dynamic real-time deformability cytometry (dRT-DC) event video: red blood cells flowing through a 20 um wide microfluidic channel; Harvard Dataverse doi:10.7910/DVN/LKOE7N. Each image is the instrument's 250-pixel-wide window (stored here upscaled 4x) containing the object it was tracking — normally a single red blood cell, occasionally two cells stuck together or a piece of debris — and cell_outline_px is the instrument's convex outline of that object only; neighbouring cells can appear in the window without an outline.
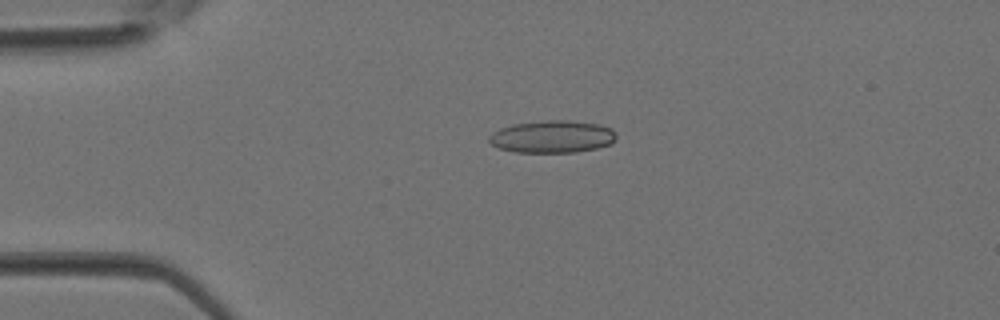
{"species": "Egyptian fruit bat (a non-hibernating species)", "species_latin": "Rousettus aegyptiacus", "temperature_condition": "room temperature", "stored_images_in_passage": 4, "camera_frame_rate_fps": 3000, "um_per_image_px": 0.085, "animal": {"sex": "female"}, "frame": {"image": 1, "passage_image": 3, "time_ms": 0.667, "image_size_px": [1000, 320], "cell_outline_px": [[616, 140], [612, 144], [596, 148], [576, 152], [516, 152], [500, 148], [492, 144], [488, 140], [488, 136], [492, 132], [500, 128], [512, 124], [548, 120], [568, 120], [600, 124], [612, 128], [616, 132]], "centroid_in_image_um": [46.98, 11.61], "position_along_channel_um": 38.0, "area_um2": 24.16}}
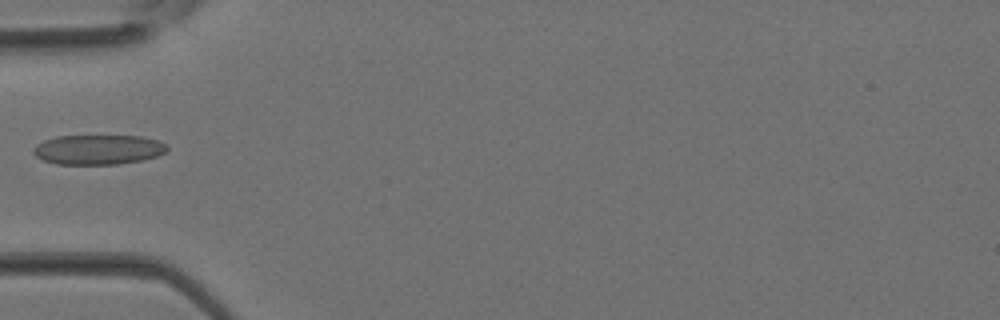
{"frame": {"image": 2, "passage_image": 4, "time_ms": 1.0, "image_size_px": [1000, 320], "cell_outline_px": [[168, 148], [164, 152], [156, 156], [144, 160], [120, 164], [56, 164], [44, 160], [36, 156], [32, 152], [32, 148], [36, 144], [44, 140], [56, 136], [140, 136], [156, 140], [164, 144]], "centroid_in_image_um": [8.3, 12.72], "position_along_channel_um": 76.7, "area_um2": 23.18}}